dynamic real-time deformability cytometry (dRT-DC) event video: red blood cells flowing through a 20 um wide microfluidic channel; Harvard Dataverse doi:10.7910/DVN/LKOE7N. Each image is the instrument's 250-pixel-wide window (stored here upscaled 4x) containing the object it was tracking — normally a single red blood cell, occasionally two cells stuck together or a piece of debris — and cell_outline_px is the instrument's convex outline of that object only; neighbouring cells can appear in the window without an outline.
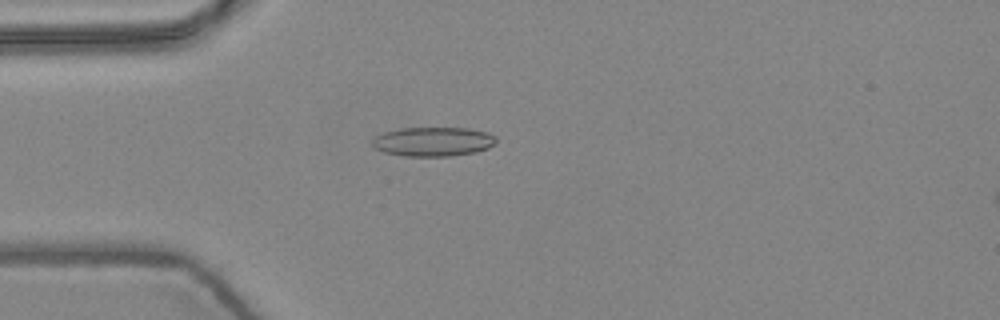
{"species": "common noctule bat (a hibernating species)", "species_latin": "Nyctalus noctula", "temperature_condition": "warm", "stored_images_in_passage": 5, "camera_frame_rate_fps": 3000, "um_per_image_px": 0.085, "animal": {"sex": "female", "body_mass_g": 24.6, "forearm_length_mm": 56.2}, "frame": {"image": 1, "passage_image": 5, "time_ms": 1.333, "image_size_px": [1000, 320], "cell_outline_px": [[496, 140], [488, 148], [476, 152], [452, 156], [404, 156], [384, 152], [372, 148], [372, 140], [376, 136], [384, 132], [400, 128], [468, 128], [488, 132], [496, 136]], "centroid_in_image_um": [36.8, 12.04], "position_along_channel_um": 48.2, "area_um2": 21.21}}